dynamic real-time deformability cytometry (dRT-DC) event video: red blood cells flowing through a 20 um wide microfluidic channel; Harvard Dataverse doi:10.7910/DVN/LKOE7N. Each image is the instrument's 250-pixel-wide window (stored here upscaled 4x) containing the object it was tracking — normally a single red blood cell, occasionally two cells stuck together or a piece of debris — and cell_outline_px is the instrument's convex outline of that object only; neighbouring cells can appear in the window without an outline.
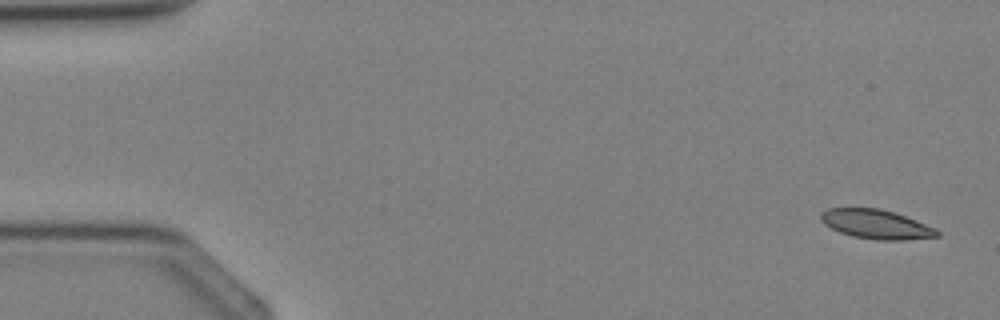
{"species": "Egyptian fruit bat (a non-hibernating species)", "species_latin": "Rousettus aegyptiacus", "temperature_condition": "cold", "stored_images_in_passage": 4, "camera_frame_rate_fps": 3000, "um_per_image_px": 0.085, "animal": {"sex": "female"}, "frame": {"image": 1, "passage_image": 1, "time_ms": 0.0, "image_size_px": [1000, 320], "cell_outline_px": [[940, 236], [904, 240], [876, 240], [852, 236], [840, 232], [824, 224], [820, 220], [820, 212], [828, 208], [880, 208], [916, 220], [936, 228], [940, 232]], "centroid_in_image_um": [74.47, 19.06], "position_along_channel_um": 10.5, "area_um2": 19.83}}
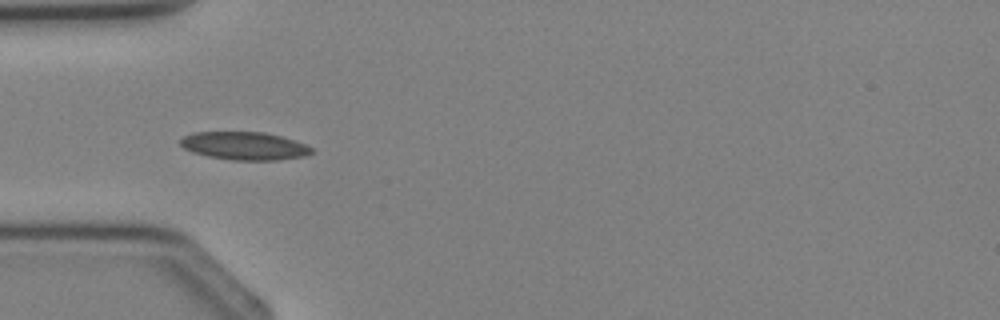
{"frame": {"image": 2, "passage_image": 4, "time_ms": 3.333, "image_size_px": [1000, 320], "cell_outline_px": [[316, 152], [304, 156], [276, 160], [232, 160], [208, 156], [192, 152], [184, 148], [180, 144], [180, 140], [184, 136], [192, 132], [264, 132], [296, 140], [312, 148]], "centroid_in_image_um": [20.79, 12.4], "position_along_channel_um": 64.2, "area_um2": 21.44}}